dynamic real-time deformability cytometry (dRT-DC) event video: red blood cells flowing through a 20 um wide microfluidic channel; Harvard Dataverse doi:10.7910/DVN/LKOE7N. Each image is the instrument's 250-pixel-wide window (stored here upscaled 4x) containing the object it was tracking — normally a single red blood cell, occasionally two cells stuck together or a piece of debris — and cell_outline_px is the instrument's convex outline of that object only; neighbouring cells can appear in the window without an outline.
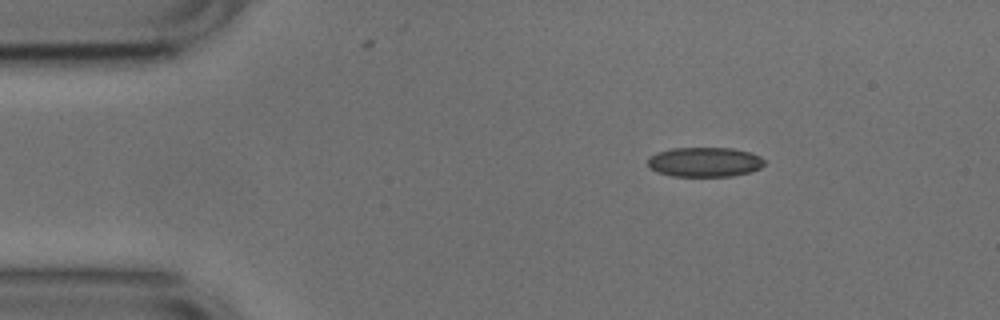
{"species": "common noctule bat (a hibernating species)", "species_latin": "Nyctalus noctula", "temperature_condition": "cold", "stored_images_in_passage": 46, "camera_frame_rate_fps": 3000, "um_per_image_px": 0.085, "animal": {"sex": "male", "body_mass_g": 17.9, "forearm_length_mm": 54.2}, "frame": {"image": 1, "passage_image": 1, "time_ms": 0.0, "image_size_px": [1000, 320], "cell_outline_px": [[764, 164], [760, 168], [748, 172], [732, 176], [672, 176], [656, 172], [648, 168], [648, 156], [656, 152], [672, 148], [732, 148], [748, 152], [760, 156], [764, 160]], "centroid_in_image_um": [59.84, 13.77], "position_along_channel_um": 25.2, "area_um2": 20.23}}
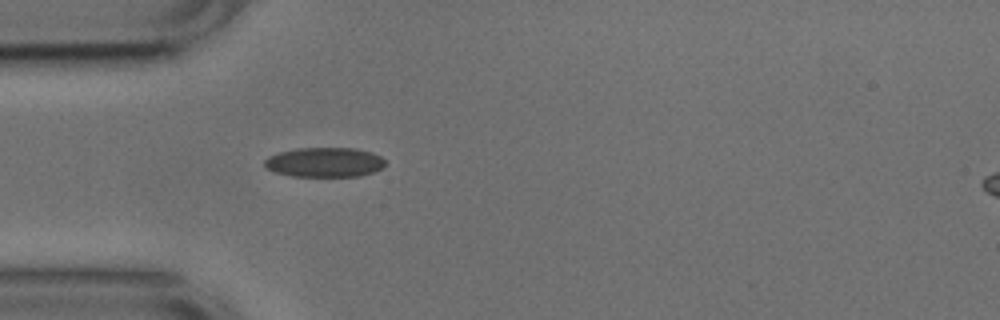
{"frame": {"image": 2, "passage_image": 8, "time_ms": 2.333, "image_size_px": [1000, 320], "cell_outline_px": [[384, 164], [380, 168], [372, 172], [360, 176], [292, 176], [276, 172], [268, 168], [264, 164], [264, 160], [268, 156], [280, 152], [296, 148], [356, 148], [372, 152], [380, 156], [384, 160]], "centroid_in_image_um": [27.58, 13.78], "position_along_channel_um": 57.4, "area_um2": 20.69}}
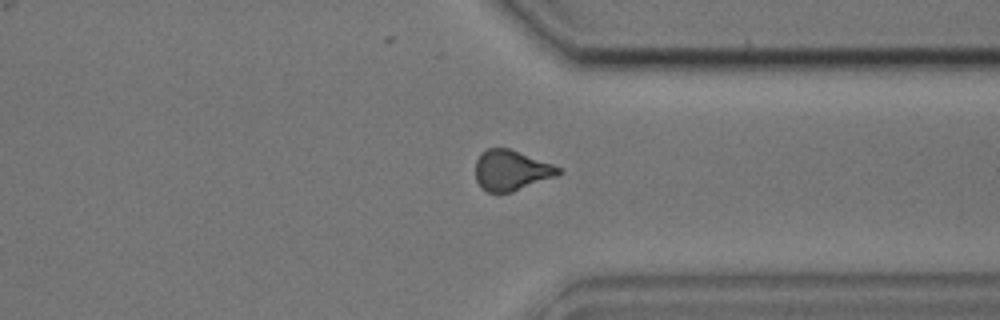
{"frame": {"image": 3, "passage_image": 33, "time_ms": 10.667, "image_size_px": [1000, 320], "cell_outline_px": [[564, 172], [556, 176], [512, 192], [488, 192], [480, 188], [476, 180], [476, 160], [480, 152], [488, 148], [508, 148], [564, 168]], "centroid_in_image_um": [43.46, 14.48], "position_along_channel_um": 367.9, "area_um2": 19.65}, "authors_computed_cell_mechanics": {"area_um2": 20.4323, "velocity_mm_per_s": 3.7771, "shape_relaxation_time_tau1_ms": 5.5716, "shape_relaxation_time_tau2_ms": 3.0016, "deformation_change_tau1": 0.0937, "deformation_change_tau2": 0.0993}}